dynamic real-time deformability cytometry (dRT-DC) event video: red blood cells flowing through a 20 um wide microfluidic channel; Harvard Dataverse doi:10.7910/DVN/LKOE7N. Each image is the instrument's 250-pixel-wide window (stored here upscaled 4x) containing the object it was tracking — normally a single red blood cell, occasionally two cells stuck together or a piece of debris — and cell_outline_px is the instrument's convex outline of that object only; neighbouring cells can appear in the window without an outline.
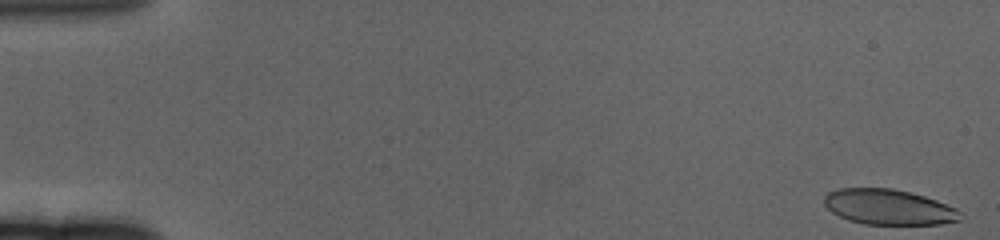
{"species": "human", "species_latin": "Homo sapiens", "temperature_condition": "cold", "stored_images_in_passage": 16, "camera_frame_rate_fps": 3000, "um_per_image_px": 0.085, "donor": {"sex": "female"}, "frame": {"image": 1, "passage_image": 1, "time_ms": 0.0, "image_size_px": [1000, 240], "cell_outline_px": [[964, 216], [960, 220], [940, 224], [864, 224], [848, 220], [832, 212], [824, 204], [824, 196], [828, 192], [836, 188], [892, 188], [924, 196], [936, 200], [956, 208]], "centroid_in_image_um": [75.53, 17.59], "position_along_channel_um": 9.5, "area_um2": 28.09}}